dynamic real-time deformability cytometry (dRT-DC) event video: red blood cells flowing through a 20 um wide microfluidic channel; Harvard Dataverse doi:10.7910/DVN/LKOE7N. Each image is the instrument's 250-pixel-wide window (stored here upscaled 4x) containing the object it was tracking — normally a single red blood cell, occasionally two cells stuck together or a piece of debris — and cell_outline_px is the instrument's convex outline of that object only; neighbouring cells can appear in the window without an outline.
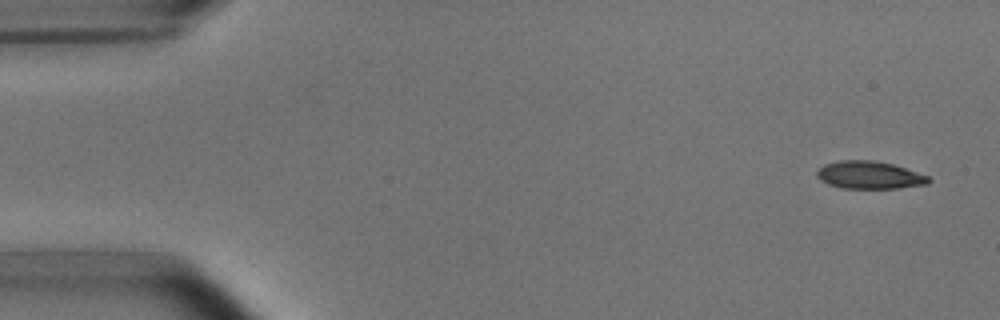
{"species": "common noctule bat (a hibernating species)", "species_latin": "Nyctalus noctula", "temperature_condition": "room temperature", "stored_images_in_passage": 7, "camera_frame_rate_fps": 3000, "um_per_image_px": 0.085, "animal": {"sex": "male", "body_mass_g": 15.6}, "frame": {"image": 1, "passage_image": 1, "time_ms": 0.0, "image_size_px": [1000, 320], "cell_outline_px": [[932, 180], [928, 184], [896, 188], [840, 188], [828, 184], [820, 180], [816, 176], [816, 172], [824, 164], [840, 160], [872, 160], [892, 164], [928, 176]], "centroid_in_image_um": [73.87, 14.88], "position_along_channel_um": 11.1, "area_um2": 17.92}}
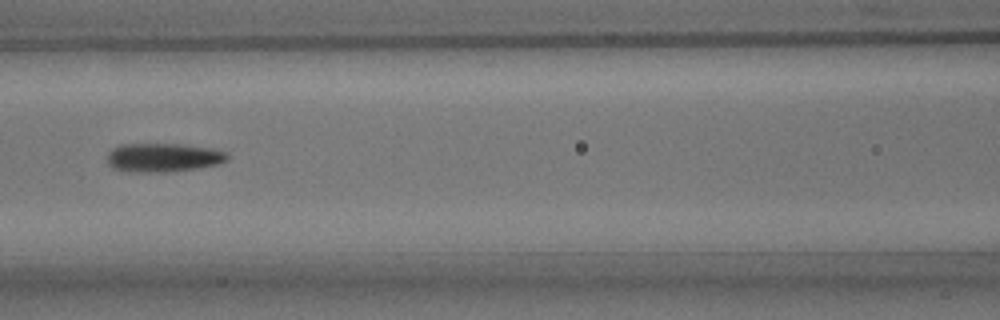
{"frame": {"image": 2, "passage_image": 7, "time_ms": 7.0, "image_size_px": [1000, 320], "cell_outline_px": [[228, 160], [220, 164], [200, 168], [168, 172], [124, 172], [112, 168], [108, 164], [108, 152], [112, 148], [120, 144], [180, 144], [212, 148], [228, 152]], "centroid_in_image_um": [13.88, 13.4], "position_along_channel_um": 152.7, "area_um2": 20.58}}